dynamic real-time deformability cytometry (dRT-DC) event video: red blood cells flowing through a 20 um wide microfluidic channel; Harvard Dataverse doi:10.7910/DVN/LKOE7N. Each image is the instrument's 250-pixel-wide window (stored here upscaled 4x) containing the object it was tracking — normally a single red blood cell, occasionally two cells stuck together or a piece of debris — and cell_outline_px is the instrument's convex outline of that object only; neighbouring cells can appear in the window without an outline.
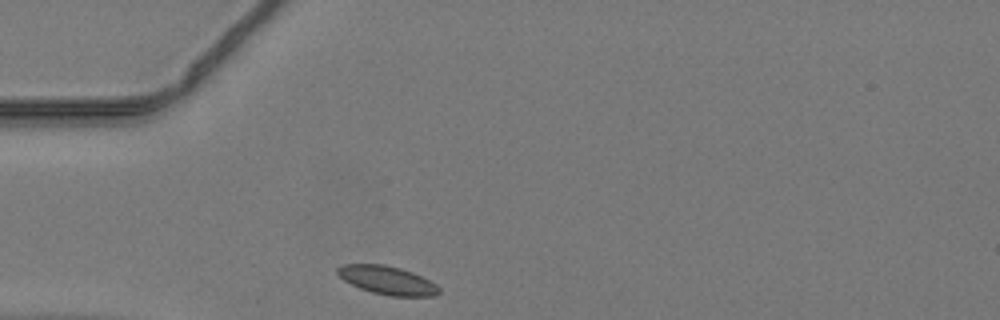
{"species": "common noctule bat (a hibernating species)", "species_latin": "Nyctalus noctula", "temperature_condition": "warm", "stored_images_in_passage": 29, "camera_frame_rate_fps": 3000, "um_per_image_px": 0.085, "animal": {"sex": "male", "body_mass_g": 19.2, "forearm_length_mm": 51.8}, "frame": {"image": 1, "passage_image": 1, "time_ms": 0.0, "image_size_px": [1000, 320], "cell_outline_px": [[440, 292], [436, 296], [388, 296], [372, 292], [360, 288], [344, 280], [336, 272], [336, 268], [344, 264], [384, 264], [400, 268], [412, 272], [436, 284], [440, 288]], "centroid_in_image_um": [32.93, 23.82], "position_along_channel_um": 52.1, "area_um2": 16.76}}
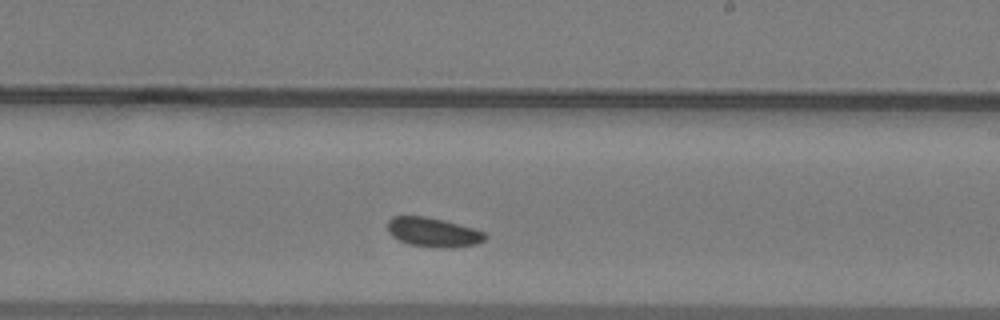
{"frame": {"image": 2, "passage_image": 16, "time_ms": 5.0, "image_size_px": [1000, 320], "cell_outline_px": [[488, 236], [484, 240], [476, 244], [444, 248], [408, 244], [392, 236], [388, 232], [388, 220], [392, 216], [428, 216], [444, 220], [472, 228], [484, 232]], "centroid_in_image_um": [36.8, 19.73], "position_along_channel_um": 252.2, "area_um2": 16.53}}
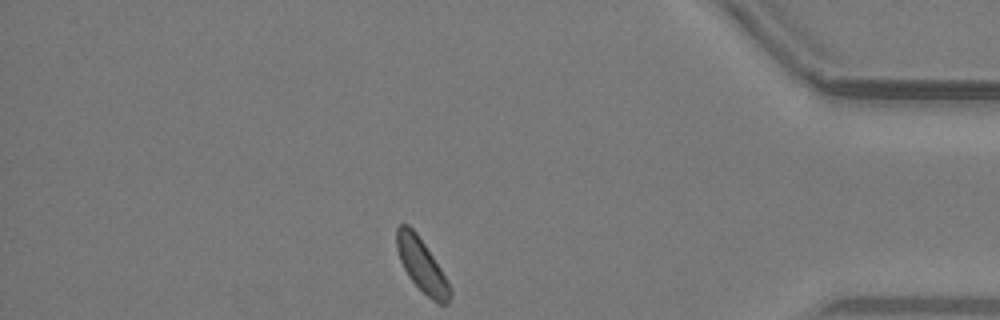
{"frame": {"image": 3, "passage_image": 29, "time_ms": 9.333, "image_size_px": [1000, 320], "cell_outline_px": [[452, 296], [448, 304], [440, 304], [432, 300], [408, 276], [400, 260], [396, 248], [396, 228], [400, 224], [408, 224], [416, 232], [440, 268], [452, 292]], "centroid_in_image_um": [35.83, 22.54], "position_along_channel_um": 399.4, "area_um2": 16.18}}